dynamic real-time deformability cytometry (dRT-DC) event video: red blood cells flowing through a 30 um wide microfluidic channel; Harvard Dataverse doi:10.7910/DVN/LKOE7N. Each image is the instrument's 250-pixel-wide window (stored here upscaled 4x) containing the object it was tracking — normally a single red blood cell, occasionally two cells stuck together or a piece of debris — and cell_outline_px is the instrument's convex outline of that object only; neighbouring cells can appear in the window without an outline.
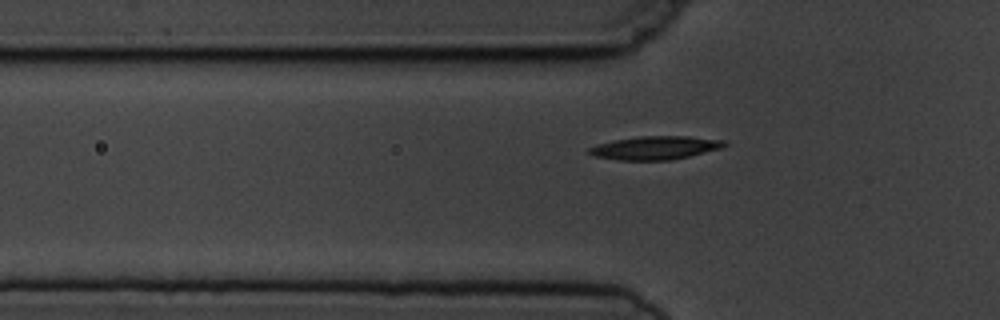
{"species": "common noctule bat (a hibernating species)", "species_latin": "Nyctalus noctula", "temperature_condition": "cold", "stored_images_in_passage": 8, "camera_frame_rate_fps": 3000, "um_per_image_px": 0.085, "animal": {"sex": "male", "body_mass_g": 19.5, "forearm_length_mm": 54.6}, "frame": {"image": 1, "passage_image": 6, "time_ms": 6.667, "image_size_px": [1000, 320], "cell_outline_px": [[728, 144], [720, 148], [672, 160], [620, 160], [596, 156], [588, 152], [588, 148], [596, 144], [616, 140], [640, 136], [688, 136], [724, 140]], "centroid_in_image_um": [55.69, 12.56], "position_along_channel_um": 70.1, "area_um2": 18.21}}
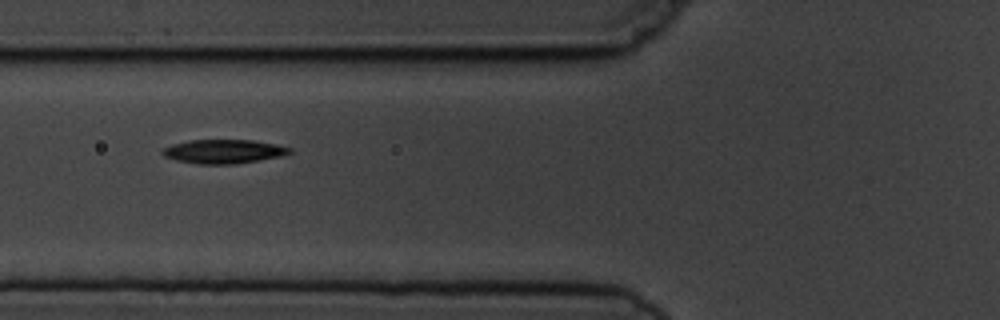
{"frame": {"image": 2, "passage_image": 7, "time_ms": 7.667, "image_size_px": [1000, 320], "cell_outline_px": [[292, 152], [280, 156], [236, 164], [196, 164], [176, 160], [164, 156], [160, 152], [164, 148], [172, 144], [188, 140], [252, 140], [276, 144], [292, 148]], "centroid_in_image_um": [18.98, 12.87], "position_along_channel_um": 106.8, "area_um2": 17.74}}
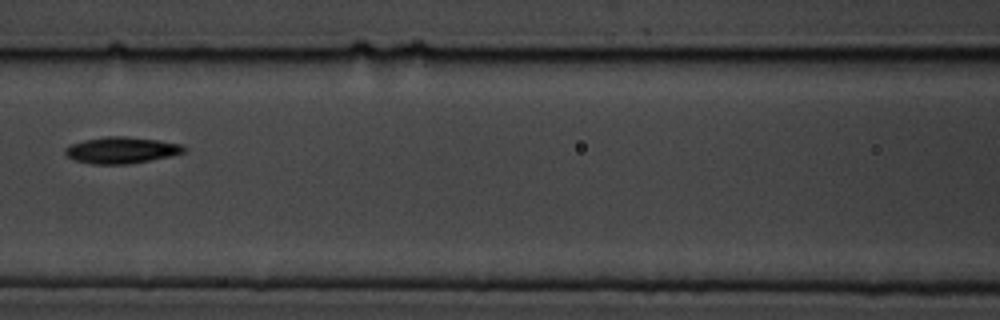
{"frame": {"image": 3, "passage_image": 8, "time_ms": 9.0, "image_size_px": [1000, 320], "cell_outline_px": [[188, 148], [184, 152], [168, 156], [128, 164], [92, 164], [76, 160], [68, 156], [64, 152], [64, 148], [72, 144], [84, 140], [108, 136], [124, 136], [156, 140], [184, 144]], "centroid_in_image_um": [10.33, 12.76], "position_along_channel_um": 156.3, "area_um2": 18.09}}